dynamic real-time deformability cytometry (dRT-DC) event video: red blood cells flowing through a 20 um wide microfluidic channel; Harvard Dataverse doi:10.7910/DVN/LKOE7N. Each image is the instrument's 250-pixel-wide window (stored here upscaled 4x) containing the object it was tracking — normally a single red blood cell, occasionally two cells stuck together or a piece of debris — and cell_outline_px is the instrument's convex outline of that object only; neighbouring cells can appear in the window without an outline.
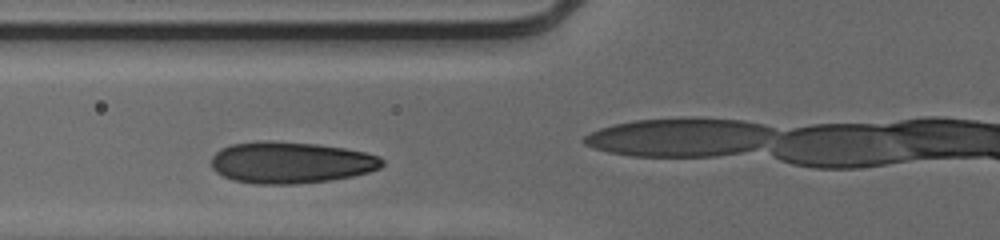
{"species": "human", "species_latin": "Homo sapiens", "temperature_condition": "cold", "stored_images_in_passage": 29, "camera_frame_rate_fps": 3000, "um_per_image_px": 0.085, "donor": {"sex": "male"}, "frame": {"image": 1, "passage_image": 5, "time_ms": 1.333, "image_size_px": [1000, 240], "cell_outline_px": [[384, 164], [380, 168], [368, 172], [352, 176], [328, 180], [292, 184], [256, 184], [232, 180], [216, 172], [212, 168], [212, 156], [220, 148], [232, 144], [268, 140], [316, 144], [344, 148], [364, 152], [380, 156], [384, 160]], "centroid_in_image_um": [24.7, 13.81], "position_along_channel_um": 101.1, "area_um2": 41.33}, "authors_computed_cell_mechanics": {"area_um2": 39.8242, "velocity_mm_per_s": 3.895, "shape_relaxation_time_tau1_ms": 4.2216, "shape_relaxation_time_tau2_ms": null, "deformation_change_tau1": 0.1553, "deformation_change_tau2": null}}